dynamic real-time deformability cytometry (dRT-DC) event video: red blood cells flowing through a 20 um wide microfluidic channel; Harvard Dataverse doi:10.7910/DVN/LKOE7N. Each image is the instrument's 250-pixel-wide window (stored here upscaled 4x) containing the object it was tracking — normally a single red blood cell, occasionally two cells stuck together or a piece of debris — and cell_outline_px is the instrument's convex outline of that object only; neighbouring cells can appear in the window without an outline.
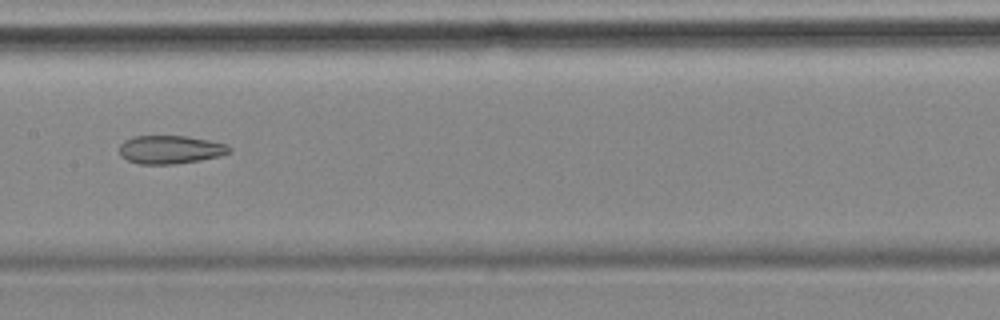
{"species": "common noctule bat (a hibernating species)", "species_latin": "Nyctalus noctula", "temperature_condition": "cold", "stored_images_in_passage": 8, "camera_frame_rate_fps": 3000, "um_per_image_px": 0.085, "animal": {"sex": "female", "body_mass_g": 18.4}, "frame": {"image": 1, "passage_image": 8, "time_ms": 8.333, "image_size_px": [1000, 320], "cell_outline_px": [[232, 148], [228, 152], [220, 156], [200, 160], [172, 164], [140, 164], [128, 160], [120, 156], [120, 144], [124, 140], [136, 136], [188, 136], [228, 144]], "centroid_in_image_um": [14.48, 12.71], "position_along_channel_um": 192.9, "area_um2": 18.09}}